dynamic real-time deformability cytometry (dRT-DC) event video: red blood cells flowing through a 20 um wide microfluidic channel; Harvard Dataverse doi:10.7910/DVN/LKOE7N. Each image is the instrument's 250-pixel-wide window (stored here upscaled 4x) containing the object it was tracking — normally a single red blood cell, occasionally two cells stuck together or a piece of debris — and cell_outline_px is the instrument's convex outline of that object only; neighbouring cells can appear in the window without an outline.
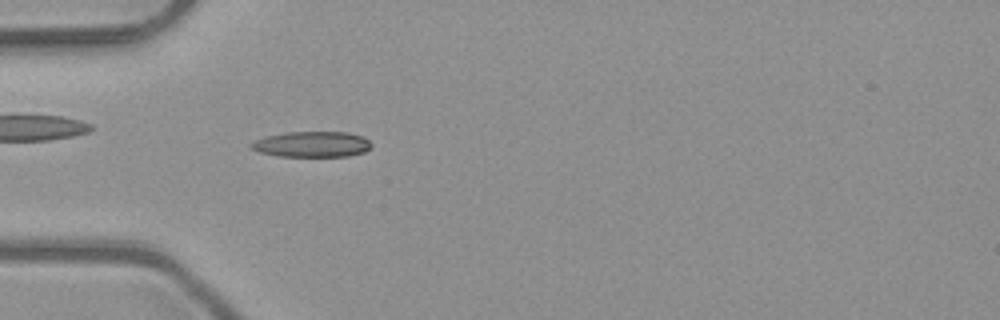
{"species": "common noctule bat (a hibernating species)", "species_latin": "Nyctalus noctula", "temperature_condition": "room temperature", "stored_images_in_passage": 4, "camera_frame_rate_fps": 3000, "um_per_image_px": 0.085, "animal": {"sex": "male", "body_mass_g": 23.1, "forearm_length_mm": 52.7}, "frame": {"image": 1, "passage_image": 4, "time_ms": 1.0, "image_size_px": [1000, 320], "cell_outline_px": [[372, 144], [364, 152], [348, 156], [280, 156], [260, 152], [248, 148], [248, 144], [264, 136], [284, 132], [344, 132], [364, 136]], "centroid_in_image_um": [26.47, 12.25], "position_along_channel_um": 58.5, "area_um2": 18.03}}